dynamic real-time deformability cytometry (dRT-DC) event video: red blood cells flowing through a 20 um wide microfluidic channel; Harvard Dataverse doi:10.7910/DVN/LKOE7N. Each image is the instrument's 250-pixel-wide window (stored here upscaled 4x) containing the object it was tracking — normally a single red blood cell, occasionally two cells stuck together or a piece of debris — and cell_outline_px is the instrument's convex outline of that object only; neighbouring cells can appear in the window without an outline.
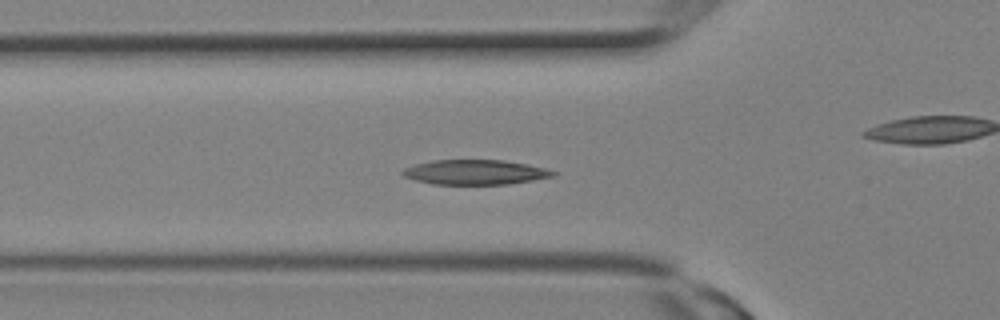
{"species": "Egyptian fruit bat (a non-hibernating species)", "species_latin": "Rousettus aegyptiacus", "temperature_condition": "room temperature", "stored_images_in_passage": 11, "segment_of_instrument_passage": [1, 2], "camera_frame_rate_fps": 3000, "um_per_image_px": 0.085, "animal": {"sex": "female"}, "frame": {"image": 1, "passage_image": 8, "time_ms": 2.333, "image_size_px": [1000, 320], "cell_outline_px": [[556, 176], [508, 184], [432, 184], [416, 180], [404, 176], [400, 172], [404, 168], [416, 164], [432, 160], [504, 160], [528, 164], [544, 168], [556, 172]], "centroid_in_image_um": [40.38, 14.63], "position_along_channel_um": 85.4, "area_um2": 21.68}}
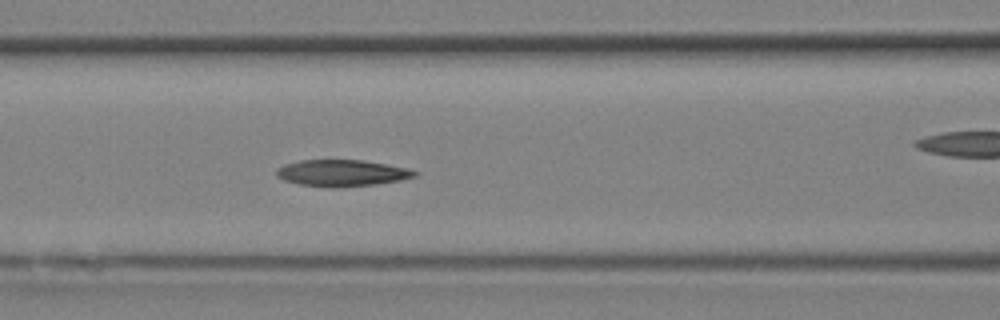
{"frame": {"image": 2, "passage_image": 10, "time_ms": 3.0, "image_size_px": [1000, 320], "cell_outline_px": [[420, 172], [416, 176], [400, 180], [376, 184], [336, 188], [332, 188], [300, 184], [284, 180], [276, 176], [276, 168], [284, 164], [300, 160], [360, 160], [384, 164], [404, 168]], "centroid_in_image_um": [29.01, 14.71], "position_along_channel_um": 137.6, "area_um2": 21.27}}